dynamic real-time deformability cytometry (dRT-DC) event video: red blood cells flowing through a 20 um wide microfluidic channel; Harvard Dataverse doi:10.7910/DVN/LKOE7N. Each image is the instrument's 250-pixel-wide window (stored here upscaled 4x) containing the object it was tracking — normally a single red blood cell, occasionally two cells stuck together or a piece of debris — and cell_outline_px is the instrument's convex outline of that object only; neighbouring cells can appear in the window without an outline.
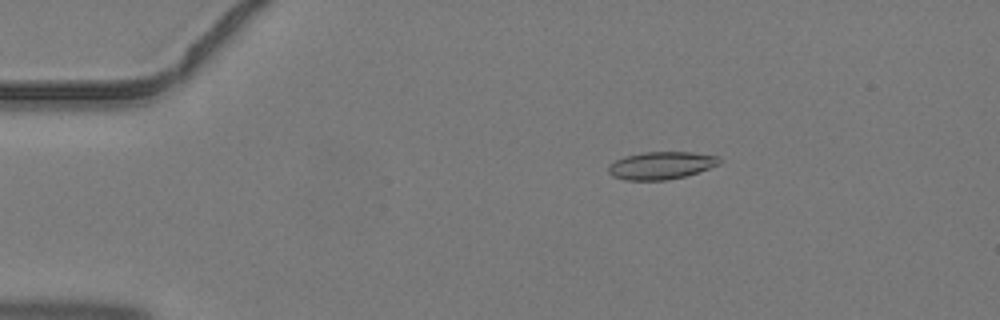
{"species": "common noctule bat (a hibernating species)", "species_latin": "Nyctalus noctula", "temperature_condition": "warm", "stored_images_in_passage": 5, "camera_frame_rate_fps": 3000, "um_per_image_px": 0.085, "animal": {"sex": "male", "body_mass_g": 19.2, "forearm_length_mm": 51.8}, "frame": {"image": 1, "passage_image": 3, "time_ms": 0.667, "image_size_px": [1000, 320], "cell_outline_px": [[720, 164], [684, 176], [664, 180], [624, 180], [612, 176], [608, 172], [608, 168], [616, 160], [628, 156], [644, 152], [692, 152], [720, 156]], "centroid_in_image_um": [56.21, 14.06], "position_along_channel_um": 28.8, "area_um2": 17.57}}